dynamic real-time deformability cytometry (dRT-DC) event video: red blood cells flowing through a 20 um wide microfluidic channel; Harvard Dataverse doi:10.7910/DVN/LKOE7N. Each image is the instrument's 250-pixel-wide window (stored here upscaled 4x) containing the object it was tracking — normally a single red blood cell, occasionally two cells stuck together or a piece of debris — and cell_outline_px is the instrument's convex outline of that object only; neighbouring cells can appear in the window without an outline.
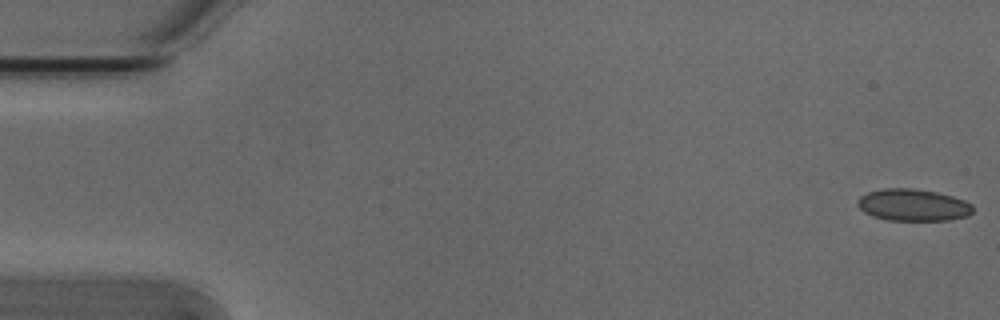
{"species": "Egyptian fruit bat (a non-hibernating species)", "species_latin": "Rousettus aegyptiacus", "temperature_condition": "cold", "stored_images_in_passage": 54, "camera_frame_rate_fps": 3000, "um_per_image_px": 0.085, "animal": {"sex": "male"}, "frame": {"image": 1, "passage_image": 1, "time_ms": 0.0, "image_size_px": [1000, 320], "cell_outline_px": [[972, 212], [968, 216], [948, 220], [888, 220], [872, 216], [864, 212], [856, 204], [856, 200], [860, 196], [868, 192], [884, 188], [912, 188], [936, 192], [952, 196], [964, 200], [972, 204]], "centroid_in_image_um": [77.58, 17.42], "position_along_channel_um": 7.4, "area_um2": 21.5}}
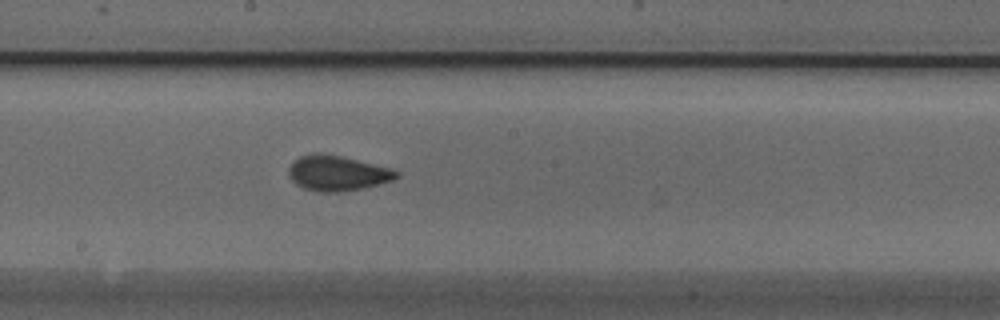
{"frame": {"image": 2, "passage_image": 29, "time_ms": 9.333, "image_size_px": [1000, 320], "cell_outline_px": [[400, 176], [392, 180], [364, 188], [340, 192], [320, 192], [304, 188], [296, 184], [288, 176], [288, 168], [300, 156], [312, 152], [316, 152], [340, 156], [392, 168], [400, 172]], "centroid_in_image_um": [28.68, 14.72], "position_along_channel_um": 219.5, "area_um2": 22.14}}
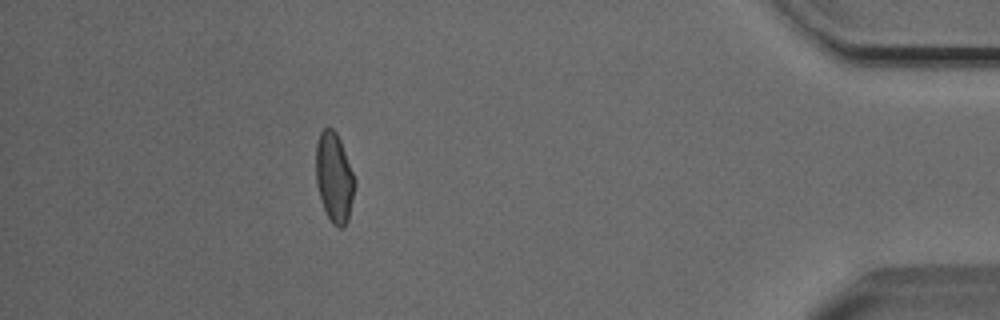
{"frame": {"image": 3, "passage_image": 48, "time_ms": 15.667, "image_size_px": [1000, 320], "cell_outline_px": [[356, 184], [348, 220], [344, 228], [340, 228], [332, 224], [324, 208], [316, 184], [316, 144], [320, 132], [324, 128], [332, 128], [336, 132], [340, 140], [356, 180]], "centroid_in_image_um": [28.41, 15.1], "position_along_channel_um": 406.8, "area_um2": 20.29}, "authors_computed_cell_mechanics": {"area_um2": 21.2126, "velocity_mm_per_s": 3.8098, "shape_relaxation_time_tau1_ms": 3.5091, "shape_relaxation_time_tau2_ms": 0.9297, "deformation_change_tau1": 0.1058, "deformation_change_tau2": 0.0533}}